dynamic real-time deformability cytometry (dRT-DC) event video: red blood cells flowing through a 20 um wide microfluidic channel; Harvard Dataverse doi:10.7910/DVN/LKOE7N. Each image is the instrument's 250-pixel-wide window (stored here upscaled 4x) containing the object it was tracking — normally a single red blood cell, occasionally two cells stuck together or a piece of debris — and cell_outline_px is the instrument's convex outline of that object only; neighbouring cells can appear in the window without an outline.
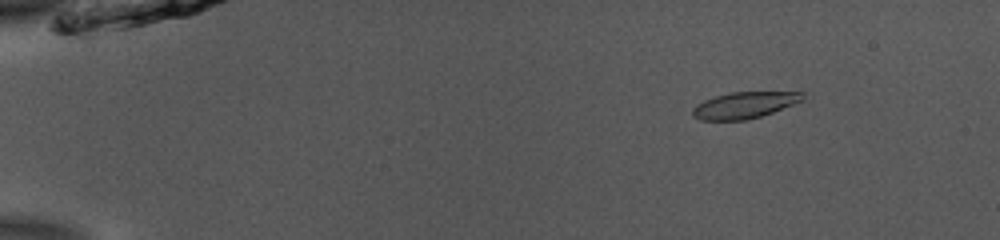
{"species": "common noctule bat (a hibernating species)", "species_latin": "Nyctalus noctula", "temperature_condition": "room temperature", "stored_images_in_passage": 47, "camera_frame_rate_fps": 3000, "um_per_image_px": 0.085, "animal": {"sex": "male", "body_mass_g": 13.0, "forearm_length_mm": 53.1}, "frame": {"image": 1, "passage_image": 2, "time_ms": 0.333, "image_size_px": [1000, 240], "cell_outline_px": [[804, 100], [772, 112], [760, 116], [744, 120], [700, 120], [692, 116], [692, 108], [696, 104], [704, 100], [728, 92], [804, 92]], "centroid_in_image_um": [63.24, 8.93], "position_along_channel_um": 21.8, "area_um2": 16.88}}
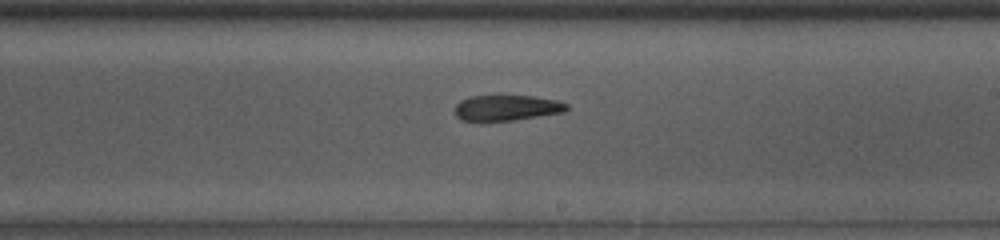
{"frame": {"image": 2, "passage_image": 27, "time_ms": 8.667, "image_size_px": [1000, 240], "cell_outline_px": [[568, 108], [564, 112], [512, 120], [464, 120], [456, 116], [456, 104], [460, 100], [472, 96], [532, 96], [556, 100], [568, 104]], "centroid_in_image_um": [43.09, 9.15], "position_along_channel_um": 245.9, "area_um2": 16.3}}
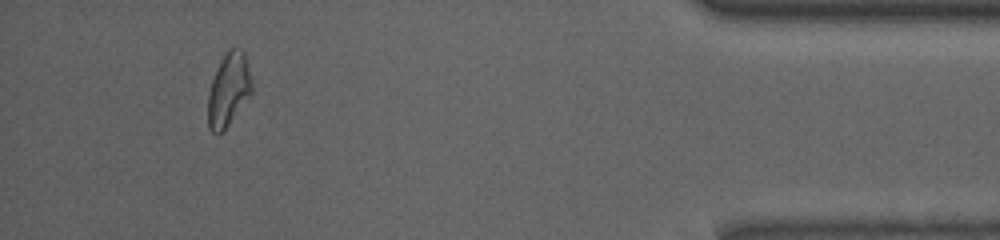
{"frame": {"image": 3, "passage_image": 44, "time_ms": 14.333, "image_size_px": [1000, 240], "cell_outline_px": [[252, 92], [224, 132], [212, 132], [208, 128], [208, 92], [212, 80], [220, 60], [228, 48], [240, 48], [244, 52], [252, 80]], "centroid_in_image_um": [19.43, 7.62], "position_along_channel_um": 415.8, "area_um2": 18.79}}